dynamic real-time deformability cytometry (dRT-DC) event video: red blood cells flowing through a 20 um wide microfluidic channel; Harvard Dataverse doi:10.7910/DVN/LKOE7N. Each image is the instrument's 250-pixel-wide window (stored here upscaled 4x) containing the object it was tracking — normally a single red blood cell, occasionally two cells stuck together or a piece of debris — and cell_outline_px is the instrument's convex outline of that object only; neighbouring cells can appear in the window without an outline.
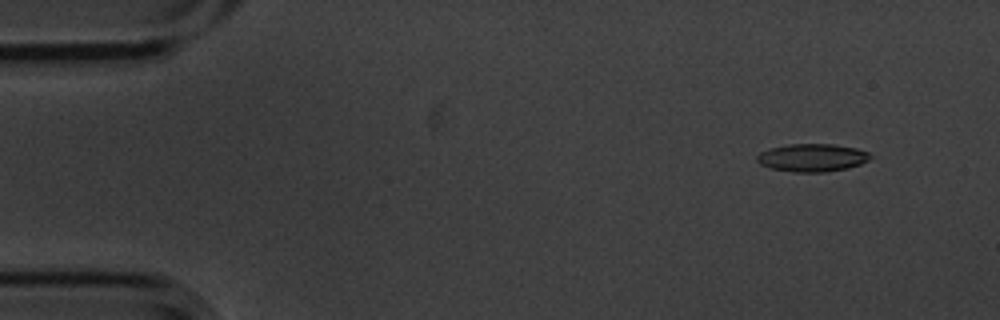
{"species": "common noctule bat (a hibernating species)", "species_latin": "Nyctalus noctula", "temperature_condition": "cold", "stored_images_in_passage": 5, "camera_frame_rate_fps": 3000, "um_per_image_px": 0.085, "animal": {"sex": "male", "body_mass_g": 20.1, "forearm_length_mm": 53.5}, "frame": {"image": 1, "passage_image": 2, "time_ms": 0.333, "image_size_px": [1000, 320], "cell_outline_px": [[872, 156], [868, 160], [860, 164], [848, 168], [824, 172], [792, 172], [768, 168], [760, 164], [756, 160], [756, 156], [760, 152], [772, 148], [788, 144], [832, 144], [856, 148], [868, 152]], "centroid_in_image_um": [69.01, 13.41], "position_along_channel_um": 16.0, "area_um2": 18.44}}
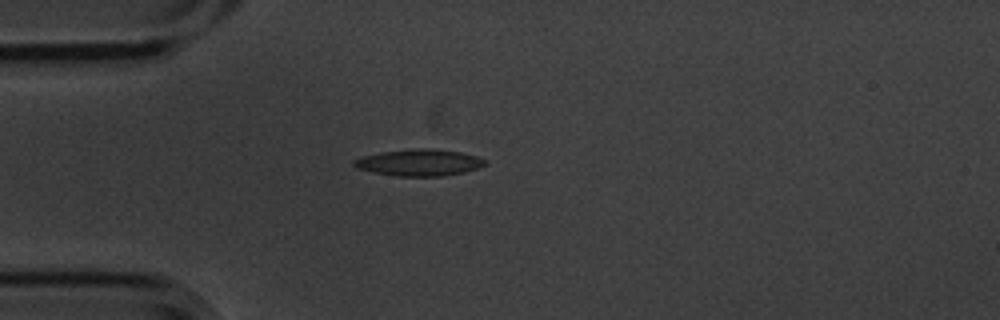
{"frame": {"image": 2, "passage_image": 5, "time_ms": 1.333, "image_size_px": [1000, 320], "cell_outline_px": [[488, 164], [464, 172], [440, 176], [396, 176], [372, 172], [356, 168], [352, 164], [352, 160], [364, 156], [380, 152], [420, 148], [428, 148], [460, 152], [476, 156], [484, 160]], "centroid_in_image_um": [35.59, 13.82], "position_along_channel_um": 49.4, "area_um2": 20.17}}